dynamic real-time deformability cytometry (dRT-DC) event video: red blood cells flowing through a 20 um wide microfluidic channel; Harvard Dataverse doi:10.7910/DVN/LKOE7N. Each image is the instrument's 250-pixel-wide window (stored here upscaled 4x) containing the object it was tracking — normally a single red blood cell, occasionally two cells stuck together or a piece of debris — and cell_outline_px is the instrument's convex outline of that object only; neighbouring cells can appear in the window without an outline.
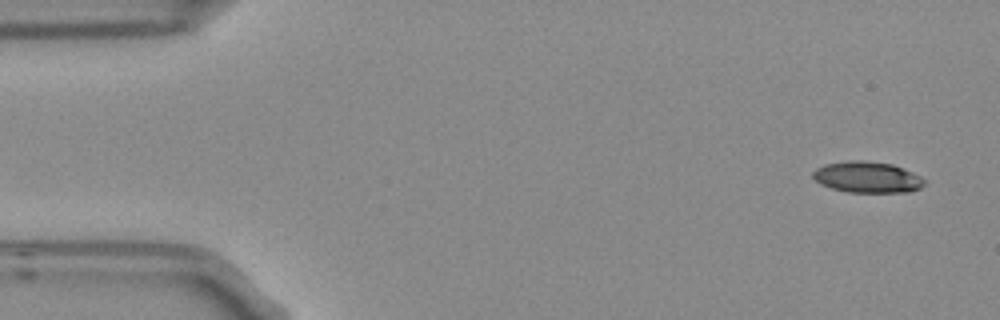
{"species": "Egyptian fruit bat (a non-hibernating species)", "species_latin": "Rousettus aegyptiacus", "temperature_condition": "room temperature", "stored_images_in_passage": 4, "camera_frame_rate_fps": 3000, "um_per_image_px": 0.085, "frame": {"image": 1, "passage_image": 1, "time_ms": 0.0, "image_size_px": [1000, 320], "cell_outline_px": [[924, 184], [920, 188], [912, 192], [848, 192], [832, 188], [820, 184], [812, 176], [812, 172], [816, 168], [824, 164], [848, 160], [864, 160], [892, 164], [904, 168], [920, 176], [924, 180]], "centroid_in_image_um": [73.71, 15.05], "position_along_channel_um": 11.3, "area_um2": 20.35}}
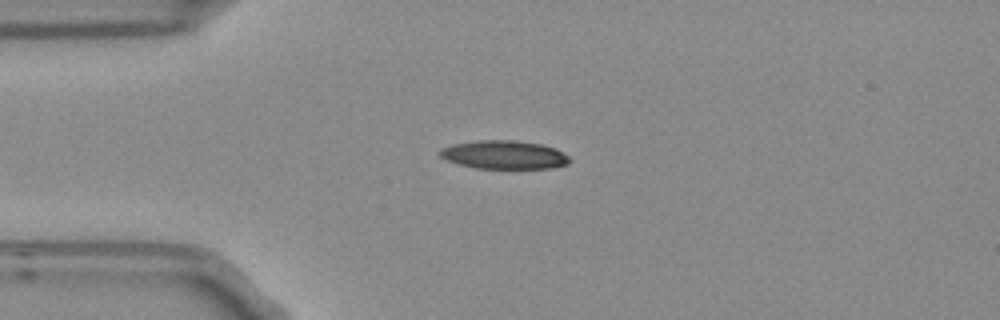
{"frame": {"image": 2, "passage_image": 4, "time_ms": 1.0, "image_size_px": [1000, 320], "cell_outline_px": [[572, 160], [568, 164], [552, 168], [476, 168], [460, 164], [448, 160], [440, 156], [440, 148], [452, 144], [476, 140], [516, 140], [540, 144], [556, 148], [568, 156]], "centroid_in_image_um": [42.87, 13.15], "position_along_channel_um": 42.1, "area_um2": 21.5}}